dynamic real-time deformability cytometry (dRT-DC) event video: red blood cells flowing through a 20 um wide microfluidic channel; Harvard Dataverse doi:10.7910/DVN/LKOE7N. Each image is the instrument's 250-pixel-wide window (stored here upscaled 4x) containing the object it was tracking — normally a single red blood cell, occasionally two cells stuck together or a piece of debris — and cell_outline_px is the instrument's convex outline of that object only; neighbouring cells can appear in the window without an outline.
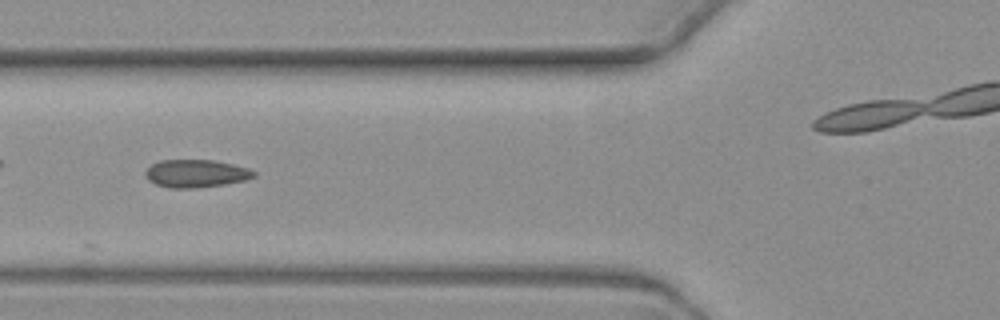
{"species": "common noctule bat (a hibernating species)", "species_latin": "Nyctalus noctula", "temperature_condition": "warm", "stored_images_in_passage": 4, "camera_frame_rate_fps": 3000, "um_per_image_px": 0.085, "animal": {"sex": "female", "body_mass_g": 19.3, "forearm_length_mm": 54.1}, "frame": {"image": 1, "passage_image": 2, "time_ms": 1.0, "image_size_px": [1000, 320], "cell_outline_px": [[256, 176], [248, 180], [224, 184], [196, 188], [168, 188], [156, 184], [148, 180], [144, 172], [152, 164], [160, 160], [212, 160], [232, 164], [248, 168], [256, 172]], "centroid_in_image_um": [16.67, 14.75], "position_along_channel_um": 109.1, "area_um2": 17.63}}